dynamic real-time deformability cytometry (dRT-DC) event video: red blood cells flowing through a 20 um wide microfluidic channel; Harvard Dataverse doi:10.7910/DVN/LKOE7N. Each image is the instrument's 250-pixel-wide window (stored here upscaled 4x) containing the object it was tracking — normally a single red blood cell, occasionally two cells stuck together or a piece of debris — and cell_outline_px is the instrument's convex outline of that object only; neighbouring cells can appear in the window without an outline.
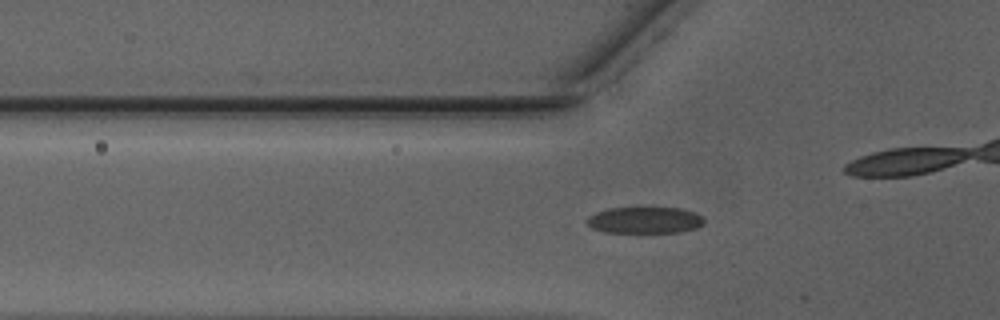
{"species": "Egyptian fruit bat (a non-hibernating species)", "species_latin": "Rousettus aegyptiacus", "temperature_condition": "warm", "stored_images_in_passage": 4, "camera_frame_rate_fps": 3000, "um_per_image_px": 0.085, "animal": {"sex": "male"}, "frame": {"image": 1, "passage_image": 3, "time_ms": 0.667, "image_size_px": [1000, 320], "cell_outline_px": [[704, 224], [696, 228], [680, 232], [604, 232], [592, 228], [584, 220], [588, 216], [596, 212], [608, 208], [684, 208], [696, 212], [704, 216]], "centroid_in_image_um": [54.83, 18.7], "position_along_channel_um": 71.0, "area_um2": 18.26}}